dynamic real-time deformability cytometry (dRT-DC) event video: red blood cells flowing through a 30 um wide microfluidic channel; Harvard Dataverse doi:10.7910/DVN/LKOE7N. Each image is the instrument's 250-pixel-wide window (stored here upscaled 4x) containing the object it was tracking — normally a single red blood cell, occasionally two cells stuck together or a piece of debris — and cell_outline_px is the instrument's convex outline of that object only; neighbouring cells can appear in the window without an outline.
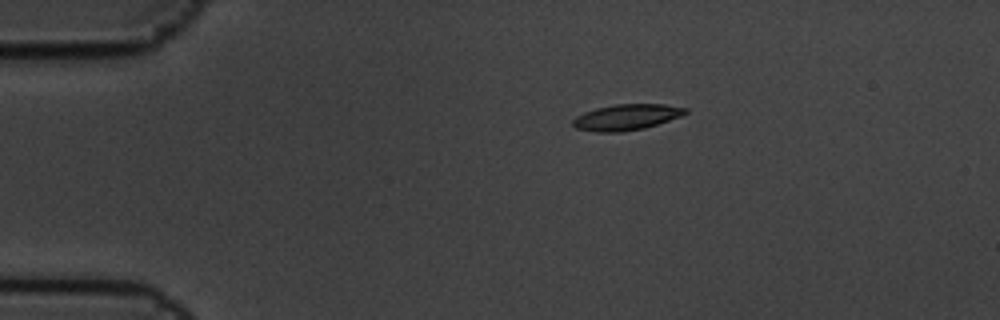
{"species": "common noctule bat (a hibernating species)", "species_latin": "Nyctalus noctula", "temperature_condition": "cold", "stored_images_in_passage": 7, "camera_frame_rate_fps": 3000, "um_per_image_px": 0.085, "animal": {"sex": "male", "body_mass_g": 19.5, "forearm_length_mm": 54.6}, "frame": {"image": 1, "passage_image": 3, "time_ms": 0.667, "image_size_px": [1000, 320], "cell_outline_px": [[688, 112], [680, 116], [644, 128], [620, 132], [596, 132], [576, 128], [572, 124], [572, 120], [576, 116], [584, 112], [596, 108], [616, 104], [664, 104], [688, 108]], "centroid_in_image_um": [53.23, 9.95], "position_along_channel_um": 31.8, "area_um2": 16.88}}
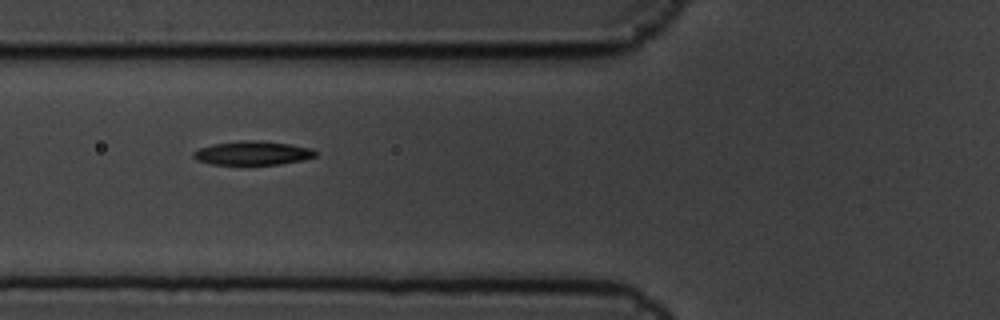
{"frame": {"image": 2, "passage_image": 6, "time_ms": 1.667, "image_size_px": [1000, 320], "cell_outline_px": [[316, 156], [300, 160], [280, 164], [212, 164], [196, 160], [192, 156], [192, 152], [200, 148], [212, 144], [244, 140], [256, 140], [288, 144], [312, 148], [316, 152]], "centroid_in_image_um": [21.43, 13.0], "position_along_channel_um": 104.4, "area_um2": 16.76}}
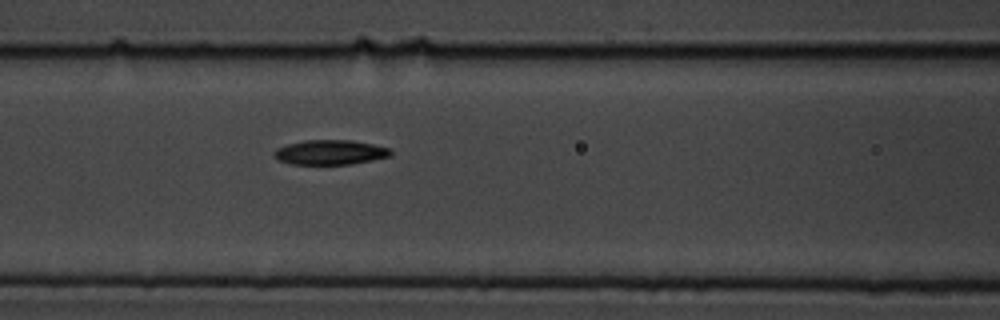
{"frame": {"image": 3, "passage_image": 7, "time_ms": 2.0, "image_size_px": [1000, 320], "cell_outline_px": [[392, 156], [372, 160], [348, 164], [288, 164], [272, 156], [276, 148], [288, 144], [304, 140], [352, 140], [392, 148]], "centroid_in_image_um": [28.08, 12.94], "position_along_channel_um": 138.5, "area_um2": 16.88}}